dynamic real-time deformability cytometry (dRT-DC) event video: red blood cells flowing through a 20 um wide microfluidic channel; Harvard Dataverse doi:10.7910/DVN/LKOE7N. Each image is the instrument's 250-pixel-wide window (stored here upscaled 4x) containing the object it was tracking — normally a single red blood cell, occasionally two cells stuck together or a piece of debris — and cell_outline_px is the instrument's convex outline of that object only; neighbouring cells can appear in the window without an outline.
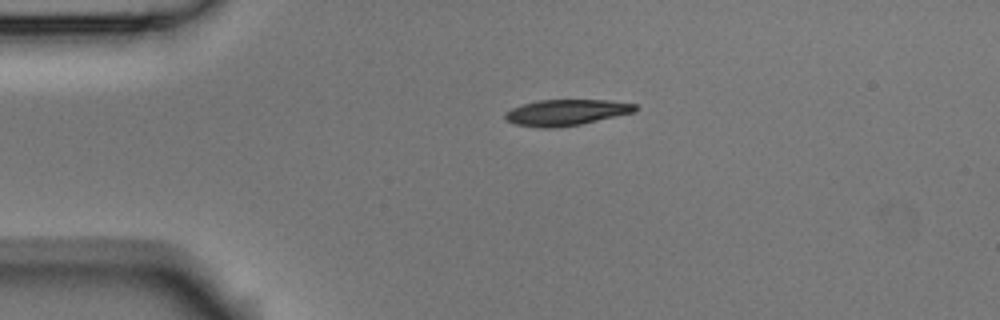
{"species": "Egyptian fruit bat (a non-hibernating species)", "species_latin": "Rousettus aegyptiacus", "temperature_condition": "room temperature", "stored_images_in_passage": 2, "camera_frame_rate_fps": 3000, "um_per_image_px": 0.085, "animal": {"sex": "male"}, "frame": {"image": 1, "passage_image": 1, "time_ms": 0.0, "image_size_px": [1000, 320], "cell_outline_px": [[640, 108], [636, 112], [580, 124], [548, 128], [544, 128], [516, 124], [508, 120], [504, 116], [504, 112], [512, 108], [524, 104], [540, 100], [608, 100], [636, 104]], "centroid_in_image_um": [48.18, 9.55], "position_along_channel_um": 36.8, "area_um2": 19.54}}